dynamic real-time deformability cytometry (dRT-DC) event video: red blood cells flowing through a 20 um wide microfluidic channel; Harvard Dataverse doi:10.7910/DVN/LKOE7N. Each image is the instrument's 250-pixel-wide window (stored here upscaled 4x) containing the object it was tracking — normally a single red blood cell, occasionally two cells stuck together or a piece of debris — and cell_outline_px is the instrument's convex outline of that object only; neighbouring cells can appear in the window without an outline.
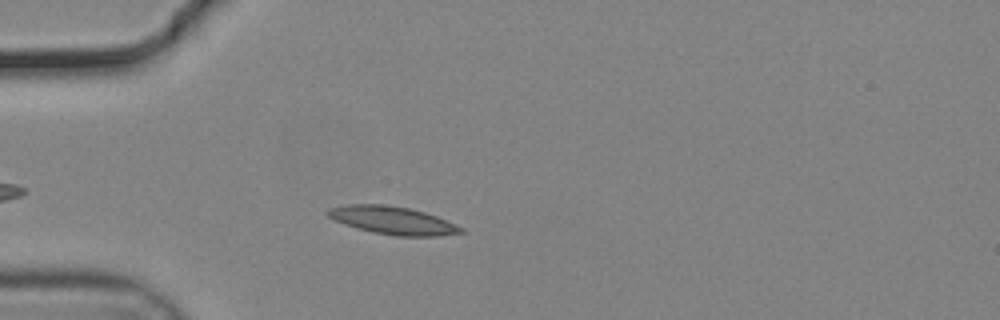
{"species": "common noctule bat (a hibernating species)", "species_latin": "Nyctalus noctula", "temperature_condition": "cold", "stored_images_in_passage": 42, "camera_frame_rate_fps": 3000, "um_per_image_px": 0.085, "animal": {"sex": "male", "body_mass_g": 19.2, "forearm_length_mm": 51.8}, "frame": {"image": 1, "passage_image": 7, "time_ms": 2.0, "image_size_px": [1000, 320], "cell_outline_px": [[468, 232], [436, 236], [396, 236], [372, 232], [356, 228], [344, 224], [328, 216], [324, 212], [328, 208], [348, 204], [384, 204], [408, 208], [424, 212], [436, 216], [464, 228]], "centroid_in_image_um": [33.37, 18.73], "position_along_channel_um": 51.6, "area_um2": 21.68}}
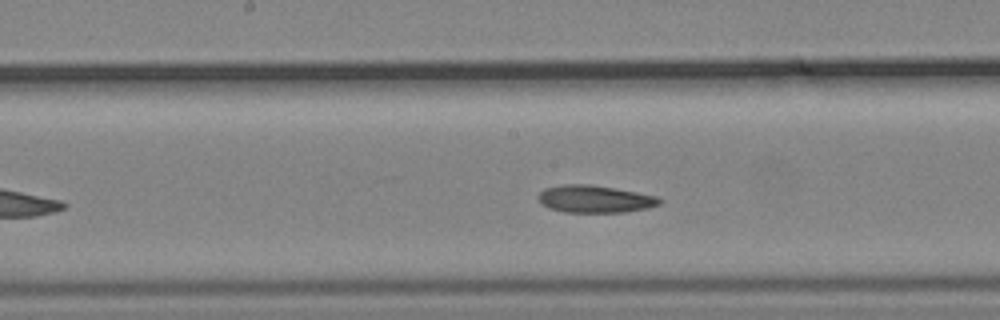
{"frame": {"image": 2, "passage_image": 20, "time_ms": 6.333, "image_size_px": [1000, 320], "cell_outline_px": [[660, 204], [648, 208], [624, 212], [564, 212], [548, 208], [540, 204], [536, 196], [544, 188], [564, 184], [588, 184], [616, 188], [656, 196], [660, 200]], "centroid_in_image_um": [50.5, 16.91], "position_along_channel_um": 197.7, "area_um2": 19.42}}
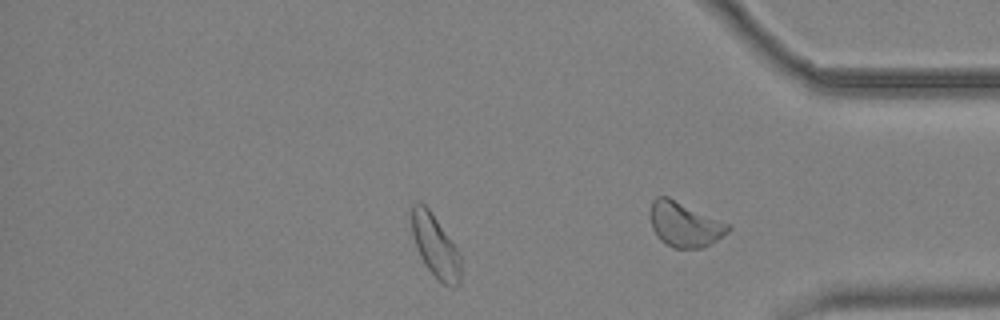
{"frame": {"image": 3, "passage_image": 35, "time_ms": 11.333, "image_size_px": [1000, 320], "cell_outline_px": [[460, 284], [456, 288], [444, 284], [428, 268], [420, 256], [412, 232], [408, 208], [412, 204], [424, 204], [428, 208], [460, 252]], "centroid_in_image_um": [36.99, 20.88], "position_along_channel_um": 398.2, "area_um2": 17.8}, "authors_computed_cell_mechanics": {"area_um2": 19.4497, "velocity_mm_per_s": 3.6776, "shape_relaxation_time_tau1_ms": 11.3421, "shape_relaxation_time_tau2_ms": 10.4865, "deformation_change_tau1": 0.1759, "deformation_change_tau2": 0.1773}}